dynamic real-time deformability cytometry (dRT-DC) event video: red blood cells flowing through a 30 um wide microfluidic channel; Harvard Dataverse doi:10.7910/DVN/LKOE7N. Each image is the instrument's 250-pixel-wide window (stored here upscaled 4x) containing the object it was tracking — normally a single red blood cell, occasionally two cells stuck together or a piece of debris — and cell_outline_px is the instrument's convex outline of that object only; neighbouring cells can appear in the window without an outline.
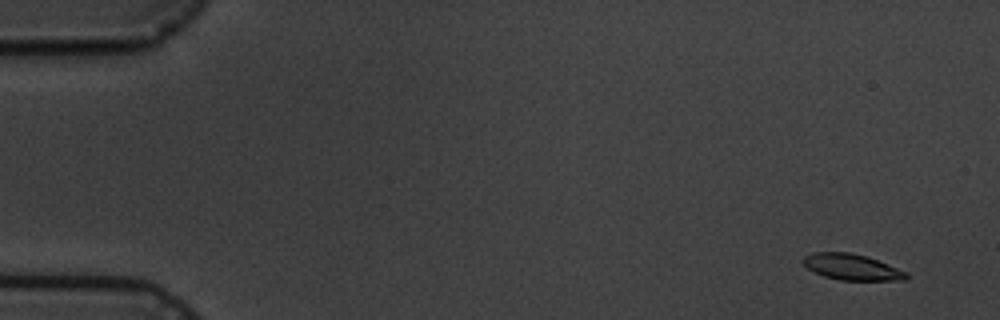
{"species": "common noctule bat (a hibernating species)", "species_latin": "Nyctalus noctula", "temperature_condition": "cold", "stored_images_in_passage": 6, "camera_frame_rate_fps": 3000, "um_per_image_px": 0.085, "animal": {"sex": "male", "body_mass_g": 19.5, "forearm_length_mm": 54.6}, "frame": {"image": 1, "passage_image": 2, "time_ms": 1.0, "image_size_px": [1000, 320], "cell_outline_px": [[908, 276], [904, 280], [840, 280], [824, 276], [808, 268], [800, 260], [804, 256], [812, 252], [852, 252], [888, 264], [908, 272]], "centroid_in_image_um": [72.38, 22.69], "position_along_channel_um": 12.6, "area_um2": 15.55}}
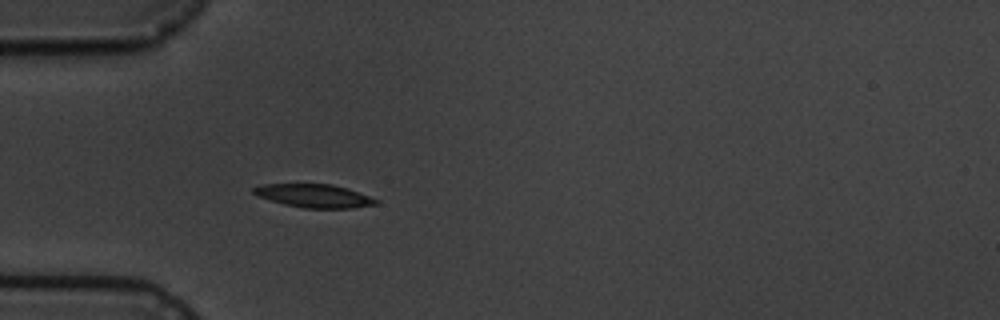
{"frame": {"image": 2, "passage_image": 6, "time_ms": 5.667, "image_size_px": [1000, 320], "cell_outline_px": [[380, 200], [376, 204], [352, 208], [304, 208], [284, 204], [256, 196], [252, 192], [252, 188], [264, 184], [332, 184], [348, 188]], "centroid_in_image_um": [26.7, 16.64], "position_along_channel_um": 58.3, "area_um2": 16.65}}